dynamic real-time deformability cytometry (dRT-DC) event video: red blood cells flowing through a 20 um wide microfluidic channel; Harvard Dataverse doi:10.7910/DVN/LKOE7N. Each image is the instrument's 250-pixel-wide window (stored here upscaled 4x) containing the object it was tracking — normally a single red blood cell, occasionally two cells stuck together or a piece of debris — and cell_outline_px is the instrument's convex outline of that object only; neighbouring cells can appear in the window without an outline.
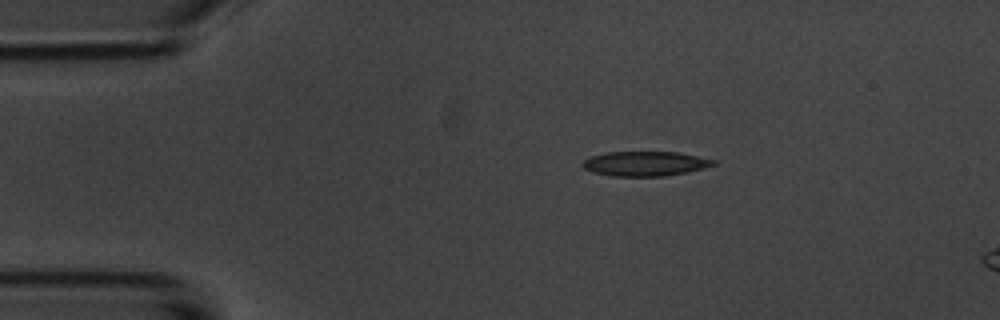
{"species": "common noctule bat (a hibernating species)", "species_latin": "Nyctalus noctula", "temperature_condition": "room temperature", "stored_images_in_passage": 2, "camera_frame_rate_fps": 3000, "um_per_image_px": 0.085, "animal": {"sex": "male", "body_mass_g": 20.1, "forearm_length_mm": 53.5}, "frame": {"image": 1, "passage_image": 2, "time_ms": 1.333, "image_size_px": [1000, 320], "cell_outline_px": [[716, 164], [704, 168], [688, 172], [664, 176], [612, 176], [592, 172], [584, 168], [580, 164], [584, 160], [592, 156], [604, 152], [676, 152], [716, 160]], "centroid_in_image_um": [54.81, 13.91], "position_along_channel_um": 30.2, "area_um2": 18.79}}